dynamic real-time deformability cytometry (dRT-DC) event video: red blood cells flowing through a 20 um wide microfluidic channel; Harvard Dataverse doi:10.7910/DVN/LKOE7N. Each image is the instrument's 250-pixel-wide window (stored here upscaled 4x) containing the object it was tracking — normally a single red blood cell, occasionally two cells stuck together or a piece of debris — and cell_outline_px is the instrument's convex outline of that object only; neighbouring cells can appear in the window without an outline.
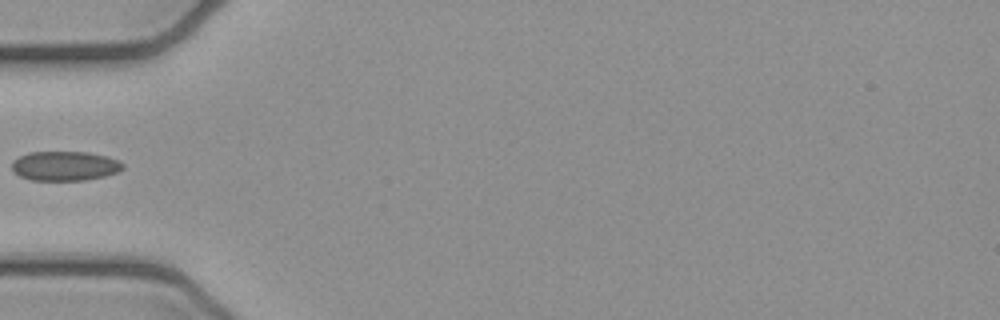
{"species": "common noctule bat (a hibernating species)", "species_latin": "Nyctalus noctula", "temperature_condition": "cold", "stored_images_in_passage": 35, "camera_frame_rate_fps": 3000, "um_per_image_px": 0.085, "animal": {"sex": "female", "body_mass_g": 21.9}, "frame": {"image": 1, "passage_image": 1, "time_ms": 0.0, "image_size_px": [1000, 320], "cell_outline_px": [[124, 168], [116, 172], [104, 176], [84, 180], [32, 180], [20, 176], [12, 172], [12, 160], [28, 152], [88, 152], [108, 156], [120, 160], [124, 164]], "centroid_in_image_um": [5.51, 14.1], "position_along_channel_um": 79.5, "area_um2": 19.19}}
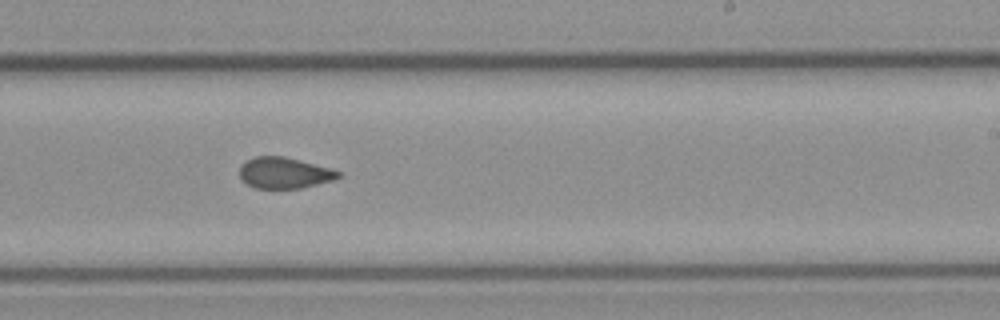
{"frame": {"image": 2, "passage_image": 15, "time_ms": 4.667, "image_size_px": [1000, 320], "cell_outline_px": [[340, 176], [332, 180], [300, 188], [256, 188], [248, 184], [240, 176], [240, 164], [244, 160], [256, 156], [284, 156], [328, 168], [340, 172]], "centroid_in_image_um": [24.11, 14.68], "position_along_channel_um": 264.9, "area_um2": 17.57}}
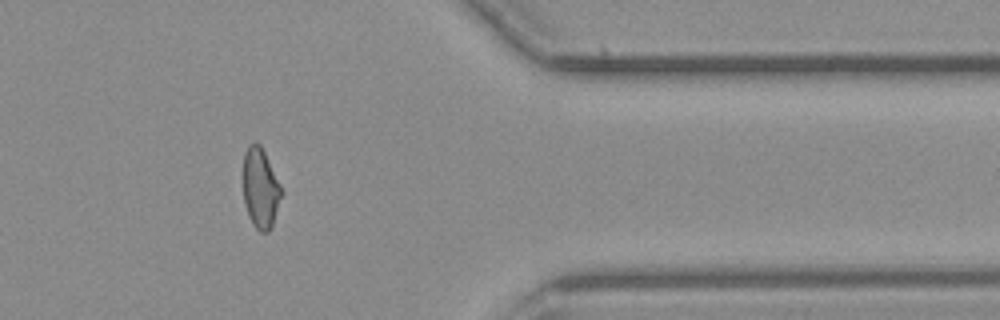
{"frame": {"image": 3, "passage_image": 26, "time_ms": 8.333, "image_size_px": [1000, 320], "cell_outline_px": [[284, 192], [272, 224], [268, 232], [260, 232], [252, 224], [248, 216], [244, 204], [244, 152], [248, 144], [260, 144]], "centroid_in_image_um": [22.14, 16.03], "position_along_channel_um": 389.3, "area_um2": 17.74}}